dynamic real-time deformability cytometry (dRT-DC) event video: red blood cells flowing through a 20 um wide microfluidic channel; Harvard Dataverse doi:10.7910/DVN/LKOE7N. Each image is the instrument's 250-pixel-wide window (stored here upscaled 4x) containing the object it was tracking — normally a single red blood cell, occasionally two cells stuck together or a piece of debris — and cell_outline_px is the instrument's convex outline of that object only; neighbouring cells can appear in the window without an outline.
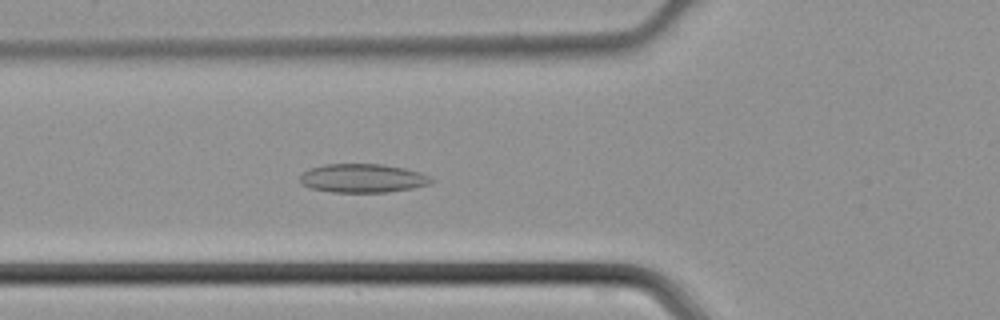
{"species": "common noctule bat (a hibernating species)", "species_latin": "Nyctalus noctula", "temperature_condition": "cold", "stored_images_in_passage": 33, "camera_frame_rate_fps": 3000, "um_per_image_px": 0.085, "animal": {"sex": "male", "body_mass_g": 21.5, "forearm_length_mm": 52.0}, "frame": {"image": 1, "passage_image": 10, "time_ms": 3.0, "image_size_px": [1000, 320], "cell_outline_px": [[436, 180], [428, 184], [412, 188], [388, 192], [332, 192], [312, 188], [300, 184], [300, 176], [304, 172], [312, 168], [324, 164], [384, 164], [404, 168], [420, 172]], "centroid_in_image_um": [30.84, 15.15], "position_along_channel_um": 95.0, "area_um2": 21.91}}
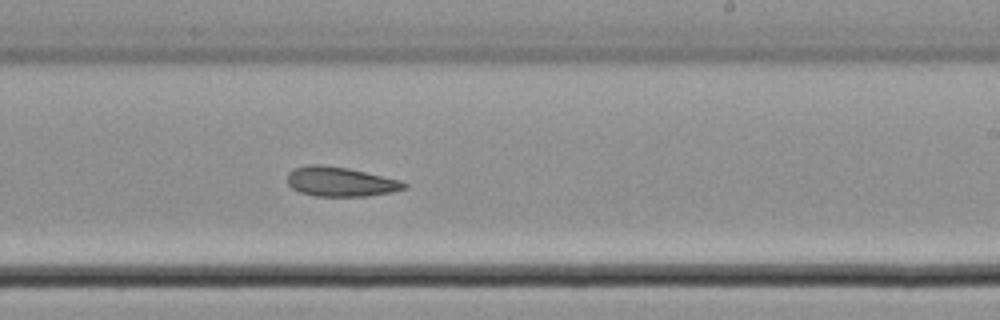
{"frame": {"image": 2, "passage_image": 21, "time_ms": 6.667, "image_size_px": [1000, 320], "cell_outline_px": [[408, 188], [392, 192], [368, 196], [316, 196], [300, 192], [292, 188], [288, 184], [288, 172], [292, 168], [308, 164], [320, 164], [348, 168], [400, 180], [408, 184]], "centroid_in_image_um": [28.93, 15.44], "position_along_channel_um": 260.1, "area_um2": 20.23}}
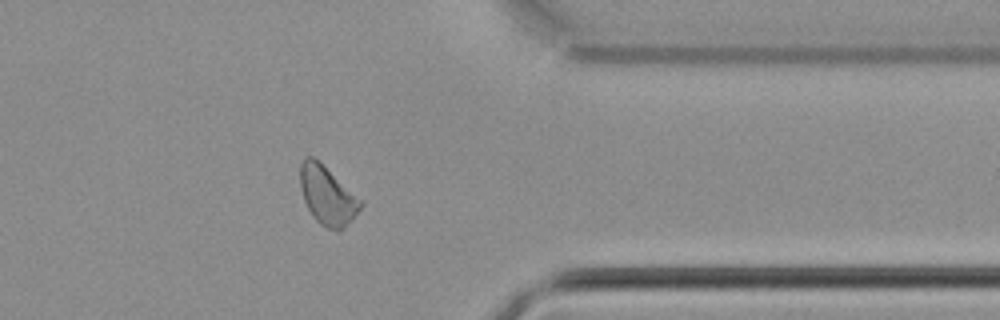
{"frame": {"image": 3, "passage_image": 30, "time_ms": 9.667, "image_size_px": [1000, 320], "cell_outline_px": [[364, 204], [344, 228], [340, 232], [336, 232], [320, 224], [312, 216], [304, 200], [300, 188], [300, 164], [308, 156], [312, 156], [364, 200]], "centroid_in_image_um": [27.85, 16.65], "position_along_channel_um": 383.6, "area_um2": 20.63}}